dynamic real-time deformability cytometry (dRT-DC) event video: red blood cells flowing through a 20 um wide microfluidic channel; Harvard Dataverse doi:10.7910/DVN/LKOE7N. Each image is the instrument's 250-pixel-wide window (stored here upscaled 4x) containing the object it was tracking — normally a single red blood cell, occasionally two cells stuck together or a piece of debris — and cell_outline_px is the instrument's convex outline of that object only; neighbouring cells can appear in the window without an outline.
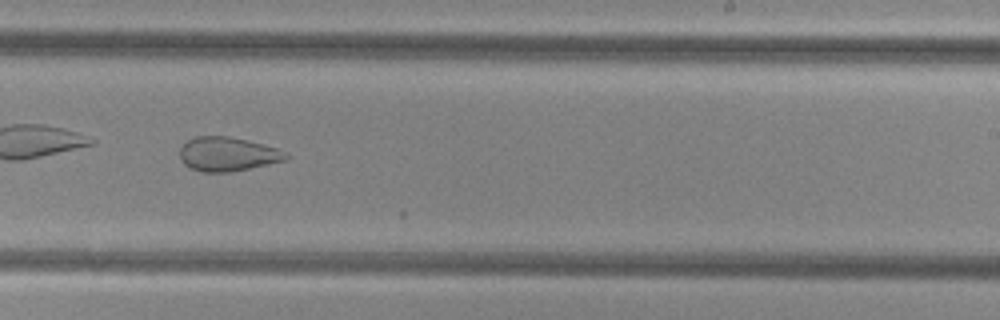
{"species": "common noctule bat (a hibernating species)", "species_latin": "Nyctalus noctula", "temperature_condition": "cold", "stored_images_in_passage": 47, "camera_frame_rate_fps": 3000, "um_per_image_px": 0.085, "animal": {"sex": "female", "body_mass_g": 29.2, "forearm_length_mm": 56.3}, "frame": {"image": 1, "passage_image": 29, "time_ms": 9.333, "image_size_px": [1000, 320], "cell_outline_px": [[292, 156], [288, 160], [232, 172], [200, 172], [184, 164], [180, 160], [180, 148], [188, 140], [196, 136], [228, 136], [248, 140], [276, 148]], "centroid_in_image_um": [19.37, 13.11], "position_along_channel_um": 269.6, "area_um2": 21.21}}